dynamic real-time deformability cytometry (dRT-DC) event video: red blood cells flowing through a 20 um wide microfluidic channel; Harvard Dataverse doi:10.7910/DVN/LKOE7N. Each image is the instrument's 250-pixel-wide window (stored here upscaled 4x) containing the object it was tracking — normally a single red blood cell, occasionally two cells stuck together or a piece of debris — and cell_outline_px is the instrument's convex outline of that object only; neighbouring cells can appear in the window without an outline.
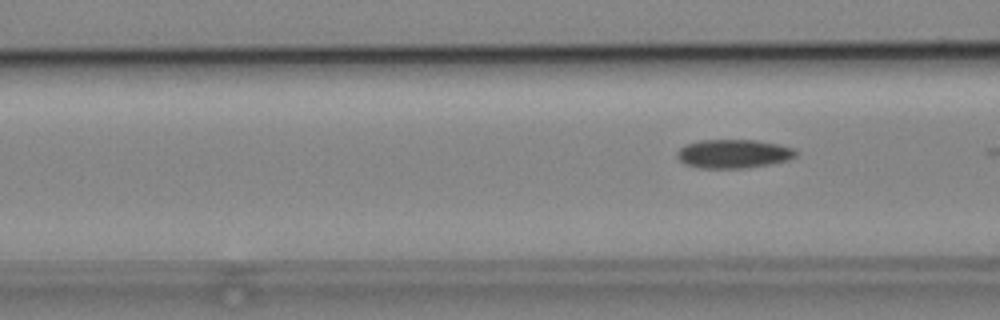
{"species": "common noctule bat (a hibernating species)", "species_latin": "Nyctalus noctula", "temperature_condition": "cold", "stored_images_in_passage": 5, "camera_frame_rate_fps": 3000, "um_per_image_px": 0.085, "animal": {"sex": "male", "body_mass_g": 19.2, "forearm_length_mm": 51.8}, "frame": {"image": 1, "passage_image": 5, "time_ms": 5.333, "image_size_px": [1000, 320], "cell_outline_px": [[800, 152], [796, 156], [788, 160], [772, 164], [744, 168], [700, 168], [684, 164], [676, 156], [676, 152], [684, 144], [700, 140], [756, 140], [780, 144], [796, 148]], "centroid_in_image_um": [62.38, 13.06], "position_along_channel_um": 104.2, "area_um2": 20.29}}